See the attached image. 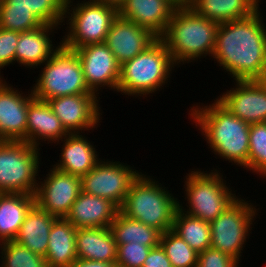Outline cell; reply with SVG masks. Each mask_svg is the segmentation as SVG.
I'll list each match as a JSON object with an SVG mask.
<instances>
[{"instance_id":"obj_1","label":"cell","mask_w":266,"mask_h":267,"mask_svg":"<svg viewBox=\"0 0 266 267\" xmlns=\"http://www.w3.org/2000/svg\"><path fill=\"white\" fill-rule=\"evenodd\" d=\"M212 57L234 80H265L266 26L260 10L220 23Z\"/></svg>"},{"instance_id":"obj_2","label":"cell","mask_w":266,"mask_h":267,"mask_svg":"<svg viewBox=\"0 0 266 267\" xmlns=\"http://www.w3.org/2000/svg\"><path fill=\"white\" fill-rule=\"evenodd\" d=\"M209 106L191 107V118L205 140L222 159L248 170L250 124L231 114L217 100Z\"/></svg>"},{"instance_id":"obj_3","label":"cell","mask_w":266,"mask_h":267,"mask_svg":"<svg viewBox=\"0 0 266 267\" xmlns=\"http://www.w3.org/2000/svg\"><path fill=\"white\" fill-rule=\"evenodd\" d=\"M219 24L191 9H176L160 39L175 65L213 55Z\"/></svg>"},{"instance_id":"obj_4","label":"cell","mask_w":266,"mask_h":267,"mask_svg":"<svg viewBox=\"0 0 266 267\" xmlns=\"http://www.w3.org/2000/svg\"><path fill=\"white\" fill-rule=\"evenodd\" d=\"M160 184L141 172L133 181L119 211L164 233L173 227L179 201Z\"/></svg>"},{"instance_id":"obj_5","label":"cell","mask_w":266,"mask_h":267,"mask_svg":"<svg viewBox=\"0 0 266 267\" xmlns=\"http://www.w3.org/2000/svg\"><path fill=\"white\" fill-rule=\"evenodd\" d=\"M175 66L169 50L158 38L146 50L120 65L117 92L147 97L167 84Z\"/></svg>"},{"instance_id":"obj_6","label":"cell","mask_w":266,"mask_h":267,"mask_svg":"<svg viewBox=\"0 0 266 267\" xmlns=\"http://www.w3.org/2000/svg\"><path fill=\"white\" fill-rule=\"evenodd\" d=\"M39 78L32 88L34 98H51L76 94H95L87 86L78 54L61 44L44 63Z\"/></svg>"},{"instance_id":"obj_7","label":"cell","mask_w":266,"mask_h":267,"mask_svg":"<svg viewBox=\"0 0 266 267\" xmlns=\"http://www.w3.org/2000/svg\"><path fill=\"white\" fill-rule=\"evenodd\" d=\"M81 2L74 8L71 7L73 1L65 3L64 18H68L69 29L61 44L71 50L104 43L112 22L118 16V9L114 6L95 0Z\"/></svg>"},{"instance_id":"obj_8","label":"cell","mask_w":266,"mask_h":267,"mask_svg":"<svg viewBox=\"0 0 266 267\" xmlns=\"http://www.w3.org/2000/svg\"><path fill=\"white\" fill-rule=\"evenodd\" d=\"M214 170L209 173L194 170L187 174L184 188L189 209H185L178 202V208L181 211L209 223L215 220L238 198L232 192V189L230 190L226 186V182L222 178L223 175L218 172L219 170Z\"/></svg>"},{"instance_id":"obj_9","label":"cell","mask_w":266,"mask_h":267,"mask_svg":"<svg viewBox=\"0 0 266 267\" xmlns=\"http://www.w3.org/2000/svg\"><path fill=\"white\" fill-rule=\"evenodd\" d=\"M39 151L24 141H0V193L35 194Z\"/></svg>"},{"instance_id":"obj_10","label":"cell","mask_w":266,"mask_h":267,"mask_svg":"<svg viewBox=\"0 0 266 267\" xmlns=\"http://www.w3.org/2000/svg\"><path fill=\"white\" fill-rule=\"evenodd\" d=\"M257 209L241 198H237L215 220L210 222L211 247L240 261L245 245L256 218ZM251 228V229H250ZM247 236V237H246Z\"/></svg>"},{"instance_id":"obj_11","label":"cell","mask_w":266,"mask_h":267,"mask_svg":"<svg viewBox=\"0 0 266 267\" xmlns=\"http://www.w3.org/2000/svg\"><path fill=\"white\" fill-rule=\"evenodd\" d=\"M132 168L120 161L100 160L93 169L81 177L82 191L108 199L120 208L133 181L141 173Z\"/></svg>"},{"instance_id":"obj_12","label":"cell","mask_w":266,"mask_h":267,"mask_svg":"<svg viewBox=\"0 0 266 267\" xmlns=\"http://www.w3.org/2000/svg\"><path fill=\"white\" fill-rule=\"evenodd\" d=\"M46 176L37 185L35 204L56 218H65L82 191L81 177L54 167Z\"/></svg>"},{"instance_id":"obj_13","label":"cell","mask_w":266,"mask_h":267,"mask_svg":"<svg viewBox=\"0 0 266 267\" xmlns=\"http://www.w3.org/2000/svg\"><path fill=\"white\" fill-rule=\"evenodd\" d=\"M236 88L216 100L231 114L249 123L266 122V79L235 80Z\"/></svg>"},{"instance_id":"obj_14","label":"cell","mask_w":266,"mask_h":267,"mask_svg":"<svg viewBox=\"0 0 266 267\" xmlns=\"http://www.w3.org/2000/svg\"><path fill=\"white\" fill-rule=\"evenodd\" d=\"M74 51L81 62L85 82L93 93L98 95L105 86L117 91L120 64L105 43L85 45Z\"/></svg>"},{"instance_id":"obj_15","label":"cell","mask_w":266,"mask_h":267,"mask_svg":"<svg viewBox=\"0 0 266 267\" xmlns=\"http://www.w3.org/2000/svg\"><path fill=\"white\" fill-rule=\"evenodd\" d=\"M96 94H76L47 100L53 113L69 133H83L100 123L99 99ZM101 114V115H100Z\"/></svg>"},{"instance_id":"obj_16","label":"cell","mask_w":266,"mask_h":267,"mask_svg":"<svg viewBox=\"0 0 266 267\" xmlns=\"http://www.w3.org/2000/svg\"><path fill=\"white\" fill-rule=\"evenodd\" d=\"M23 94L0 80V141L26 142L27 110L34 96L32 90Z\"/></svg>"},{"instance_id":"obj_17","label":"cell","mask_w":266,"mask_h":267,"mask_svg":"<svg viewBox=\"0 0 266 267\" xmlns=\"http://www.w3.org/2000/svg\"><path fill=\"white\" fill-rule=\"evenodd\" d=\"M157 39L151 31L118 15L112 22L104 43L122 65L146 50Z\"/></svg>"},{"instance_id":"obj_18","label":"cell","mask_w":266,"mask_h":267,"mask_svg":"<svg viewBox=\"0 0 266 267\" xmlns=\"http://www.w3.org/2000/svg\"><path fill=\"white\" fill-rule=\"evenodd\" d=\"M175 9L166 0H125L118 15L160 38L172 18Z\"/></svg>"},{"instance_id":"obj_19","label":"cell","mask_w":266,"mask_h":267,"mask_svg":"<svg viewBox=\"0 0 266 267\" xmlns=\"http://www.w3.org/2000/svg\"><path fill=\"white\" fill-rule=\"evenodd\" d=\"M119 208L110 200L80 192L65 217L76 229L110 227Z\"/></svg>"},{"instance_id":"obj_20","label":"cell","mask_w":266,"mask_h":267,"mask_svg":"<svg viewBox=\"0 0 266 267\" xmlns=\"http://www.w3.org/2000/svg\"><path fill=\"white\" fill-rule=\"evenodd\" d=\"M60 119L53 113L47 101L34 98L28 105L26 142L39 147L40 140L58 142L67 136Z\"/></svg>"},{"instance_id":"obj_21","label":"cell","mask_w":266,"mask_h":267,"mask_svg":"<svg viewBox=\"0 0 266 267\" xmlns=\"http://www.w3.org/2000/svg\"><path fill=\"white\" fill-rule=\"evenodd\" d=\"M80 134L69 133L61 140V160L52 166L62 172L82 177L98 164L100 158L94 144Z\"/></svg>"},{"instance_id":"obj_22","label":"cell","mask_w":266,"mask_h":267,"mask_svg":"<svg viewBox=\"0 0 266 267\" xmlns=\"http://www.w3.org/2000/svg\"><path fill=\"white\" fill-rule=\"evenodd\" d=\"M56 28L59 27L43 24L36 29L19 33L15 62L28 68L44 65L60 46H53L49 37Z\"/></svg>"},{"instance_id":"obj_23","label":"cell","mask_w":266,"mask_h":267,"mask_svg":"<svg viewBox=\"0 0 266 267\" xmlns=\"http://www.w3.org/2000/svg\"><path fill=\"white\" fill-rule=\"evenodd\" d=\"M76 253L77 259L116 262L117 244L110 227L78 228Z\"/></svg>"},{"instance_id":"obj_24","label":"cell","mask_w":266,"mask_h":267,"mask_svg":"<svg viewBox=\"0 0 266 267\" xmlns=\"http://www.w3.org/2000/svg\"><path fill=\"white\" fill-rule=\"evenodd\" d=\"M55 219V216L34 204L27 212L14 241L27 247L33 253L45 257L49 233Z\"/></svg>"},{"instance_id":"obj_25","label":"cell","mask_w":266,"mask_h":267,"mask_svg":"<svg viewBox=\"0 0 266 267\" xmlns=\"http://www.w3.org/2000/svg\"><path fill=\"white\" fill-rule=\"evenodd\" d=\"M76 231L66 218L54 220L45 255L48 267H68L77 260Z\"/></svg>"},{"instance_id":"obj_26","label":"cell","mask_w":266,"mask_h":267,"mask_svg":"<svg viewBox=\"0 0 266 267\" xmlns=\"http://www.w3.org/2000/svg\"><path fill=\"white\" fill-rule=\"evenodd\" d=\"M34 204V195L0 193V243L16 238L27 212Z\"/></svg>"},{"instance_id":"obj_27","label":"cell","mask_w":266,"mask_h":267,"mask_svg":"<svg viewBox=\"0 0 266 267\" xmlns=\"http://www.w3.org/2000/svg\"><path fill=\"white\" fill-rule=\"evenodd\" d=\"M260 0H195L192 9L218 24L251 16Z\"/></svg>"},{"instance_id":"obj_28","label":"cell","mask_w":266,"mask_h":267,"mask_svg":"<svg viewBox=\"0 0 266 267\" xmlns=\"http://www.w3.org/2000/svg\"><path fill=\"white\" fill-rule=\"evenodd\" d=\"M110 229L116 244H141L150 248L159 246L161 232L151 226L123 215L118 211Z\"/></svg>"},{"instance_id":"obj_29","label":"cell","mask_w":266,"mask_h":267,"mask_svg":"<svg viewBox=\"0 0 266 267\" xmlns=\"http://www.w3.org/2000/svg\"><path fill=\"white\" fill-rule=\"evenodd\" d=\"M172 230L198 254L211 247L210 223L179 208L174 215Z\"/></svg>"},{"instance_id":"obj_30","label":"cell","mask_w":266,"mask_h":267,"mask_svg":"<svg viewBox=\"0 0 266 267\" xmlns=\"http://www.w3.org/2000/svg\"><path fill=\"white\" fill-rule=\"evenodd\" d=\"M43 23L30 11L26 0H3L0 4V28L16 32L36 29Z\"/></svg>"},{"instance_id":"obj_31","label":"cell","mask_w":266,"mask_h":267,"mask_svg":"<svg viewBox=\"0 0 266 267\" xmlns=\"http://www.w3.org/2000/svg\"><path fill=\"white\" fill-rule=\"evenodd\" d=\"M159 245L173 267H196L198 253L172 229L161 234Z\"/></svg>"},{"instance_id":"obj_32","label":"cell","mask_w":266,"mask_h":267,"mask_svg":"<svg viewBox=\"0 0 266 267\" xmlns=\"http://www.w3.org/2000/svg\"><path fill=\"white\" fill-rule=\"evenodd\" d=\"M0 250V267H48L45 257L33 253L14 240L1 242Z\"/></svg>"},{"instance_id":"obj_33","label":"cell","mask_w":266,"mask_h":267,"mask_svg":"<svg viewBox=\"0 0 266 267\" xmlns=\"http://www.w3.org/2000/svg\"><path fill=\"white\" fill-rule=\"evenodd\" d=\"M248 168L266 177V122L250 124Z\"/></svg>"},{"instance_id":"obj_34","label":"cell","mask_w":266,"mask_h":267,"mask_svg":"<svg viewBox=\"0 0 266 267\" xmlns=\"http://www.w3.org/2000/svg\"><path fill=\"white\" fill-rule=\"evenodd\" d=\"M30 11L43 23L59 26L64 21L65 2L63 0H26Z\"/></svg>"},{"instance_id":"obj_35","label":"cell","mask_w":266,"mask_h":267,"mask_svg":"<svg viewBox=\"0 0 266 267\" xmlns=\"http://www.w3.org/2000/svg\"><path fill=\"white\" fill-rule=\"evenodd\" d=\"M152 248L141 244H117L118 267H142Z\"/></svg>"},{"instance_id":"obj_36","label":"cell","mask_w":266,"mask_h":267,"mask_svg":"<svg viewBox=\"0 0 266 267\" xmlns=\"http://www.w3.org/2000/svg\"><path fill=\"white\" fill-rule=\"evenodd\" d=\"M240 262L212 247L198 254L196 267H239Z\"/></svg>"},{"instance_id":"obj_37","label":"cell","mask_w":266,"mask_h":267,"mask_svg":"<svg viewBox=\"0 0 266 267\" xmlns=\"http://www.w3.org/2000/svg\"><path fill=\"white\" fill-rule=\"evenodd\" d=\"M18 39L19 32L0 28V70L5 66L15 63Z\"/></svg>"},{"instance_id":"obj_38","label":"cell","mask_w":266,"mask_h":267,"mask_svg":"<svg viewBox=\"0 0 266 267\" xmlns=\"http://www.w3.org/2000/svg\"><path fill=\"white\" fill-rule=\"evenodd\" d=\"M142 267H173L165 251L159 245L152 248Z\"/></svg>"},{"instance_id":"obj_39","label":"cell","mask_w":266,"mask_h":267,"mask_svg":"<svg viewBox=\"0 0 266 267\" xmlns=\"http://www.w3.org/2000/svg\"><path fill=\"white\" fill-rule=\"evenodd\" d=\"M68 267H118V265L116 264V262L109 263V262L77 259Z\"/></svg>"},{"instance_id":"obj_40","label":"cell","mask_w":266,"mask_h":267,"mask_svg":"<svg viewBox=\"0 0 266 267\" xmlns=\"http://www.w3.org/2000/svg\"><path fill=\"white\" fill-rule=\"evenodd\" d=\"M175 10L191 9L195 0H166Z\"/></svg>"},{"instance_id":"obj_41","label":"cell","mask_w":266,"mask_h":267,"mask_svg":"<svg viewBox=\"0 0 266 267\" xmlns=\"http://www.w3.org/2000/svg\"><path fill=\"white\" fill-rule=\"evenodd\" d=\"M101 3H105L107 5H111L119 9L125 0H95Z\"/></svg>"}]
</instances>
